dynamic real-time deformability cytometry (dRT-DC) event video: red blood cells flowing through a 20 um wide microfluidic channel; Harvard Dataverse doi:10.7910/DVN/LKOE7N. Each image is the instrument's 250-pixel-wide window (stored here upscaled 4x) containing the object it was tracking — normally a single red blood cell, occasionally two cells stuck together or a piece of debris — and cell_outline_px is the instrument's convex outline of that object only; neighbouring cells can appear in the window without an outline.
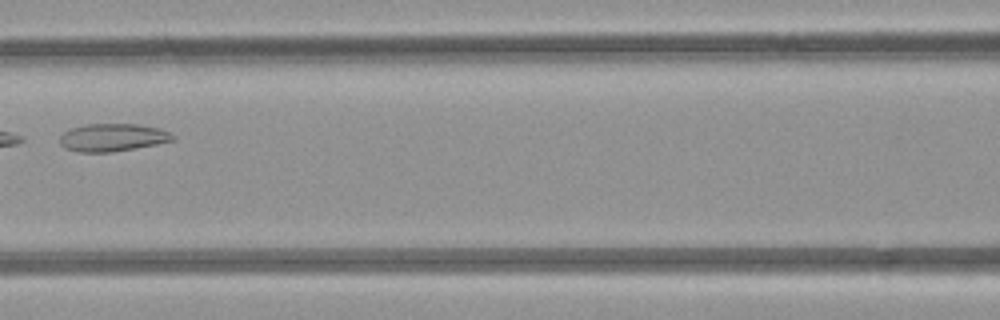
{"species": "common noctule bat (a hibernating species)", "species_latin": "Nyctalus noctula", "temperature_condition": "room temperature", "stored_images_in_passage": 6, "camera_frame_rate_fps": 3000, "um_per_image_px": 0.085, "animal": {"sex": "female", "body_mass_g": 21.9}, "frame": {"image": 1, "passage_image": 6, "time_ms": 5.667, "image_size_px": [1000, 320], "cell_outline_px": [[176, 140], [156, 144], [112, 152], [80, 152], [64, 148], [60, 144], [60, 136], [64, 132], [72, 128], [84, 124], [140, 124], [160, 128], [176, 136]], "centroid_in_image_um": [9.59, 11.68], "position_along_channel_um": 157.0, "area_um2": 18.32}}